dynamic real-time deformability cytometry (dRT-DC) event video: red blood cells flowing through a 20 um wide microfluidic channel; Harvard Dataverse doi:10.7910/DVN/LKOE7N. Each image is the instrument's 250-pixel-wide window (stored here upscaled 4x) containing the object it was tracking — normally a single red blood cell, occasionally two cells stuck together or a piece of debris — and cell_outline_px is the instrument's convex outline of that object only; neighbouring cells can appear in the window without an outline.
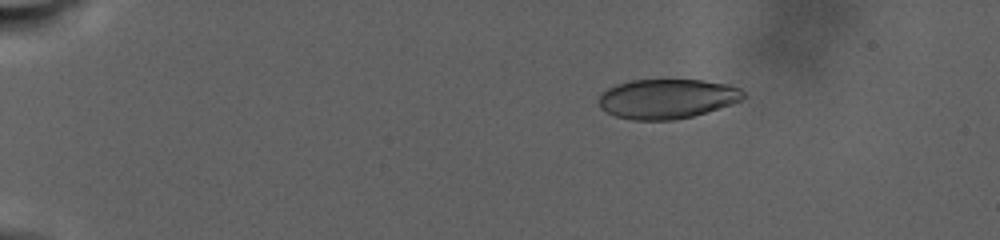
{"species": "human", "species_latin": "Homo sapiens", "temperature_condition": "warm", "stored_images_in_passage": 50, "camera_frame_rate_fps": 3000, "um_per_image_px": 0.085, "donor": {"sex": "male"}, "frame": {"image": 1, "passage_image": 8, "time_ms": 5.333, "image_size_px": [1000, 240], "cell_outline_px": [[744, 96], [740, 100], [732, 104], [720, 108], [692, 116], [672, 120], [636, 120], [616, 116], [604, 112], [600, 108], [600, 96], [608, 88], [616, 84], [632, 80], [704, 80], [728, 84], [740, 88], [744, 92]], "centroid_in_image_um": [56.71, 8.39], "position_along_channel_um": 28.3, "area_um2": 33.29}}
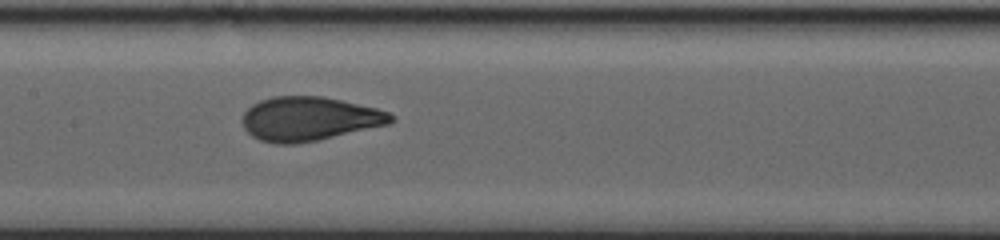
{"frame": {"image": 2, "passage_image": 30, "time_ms": 17.0, "image_size_px": [1000, 240], "cell_outline_px": [[396, 120], [388, 124], [320, 140], [296, 144], [276, 144], [260, 140], [252, 136], [244, 128], [240, 120], [244, 112], [252, 104], [260, 100], [272, 96], [320, 96], [340, 100], [376, 108], [388, 112], [396, 116]], "centroid_in_image_um": [26.26, 10.1], "position_along_channel_um": 181.1, "area_um2": 38.32}}
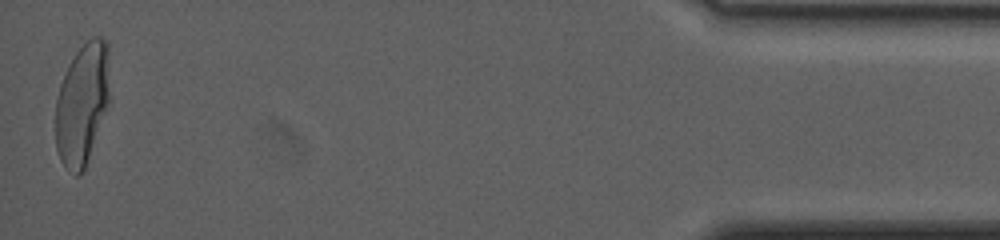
{"frame": {"image": 3, "passage_image": 50, "time_ms": 31.333, "image_size_px": [1000, 240], "cell_outline_px": [[108, 100], [84, 168], [76, 176], [68, 172], [60, 160], [56, 148], [56, 100], [60, 84], [68, 64], [76, 52], [92, 36], [104, 36], [108, 40]], "centroid_in_image_um": [6.96, 8.77], "position_along_channel_um": 428.2, "area_um2": 37.69}, "authors_computed_cell_mechanics": {"area_um2": 36.8186, "velocity_mm_per_s": 2.2419, "shape_relaxation_time_tau1_ms": 9.3757, "shape_relaxation_time_tau2_ms": null, "deformation_change_tau1": 0.2442, "deformation_change_tau2": null}}